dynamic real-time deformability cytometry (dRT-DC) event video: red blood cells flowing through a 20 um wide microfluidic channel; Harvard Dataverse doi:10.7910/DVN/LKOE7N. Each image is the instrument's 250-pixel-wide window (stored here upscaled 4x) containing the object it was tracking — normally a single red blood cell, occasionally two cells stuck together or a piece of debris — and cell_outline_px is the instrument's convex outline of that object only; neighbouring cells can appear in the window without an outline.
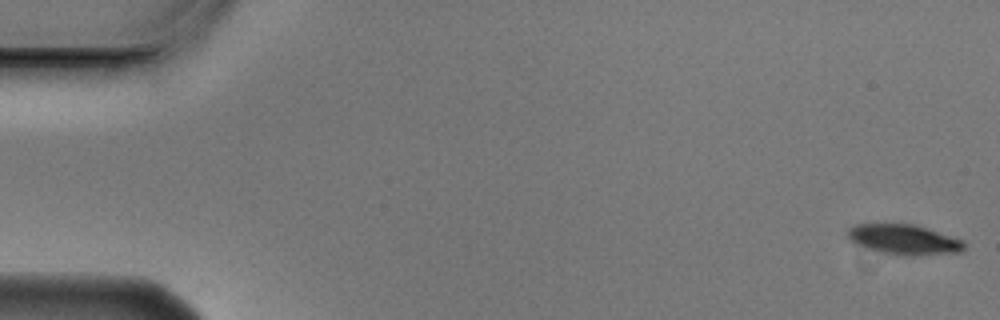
{"species": "Egyptian fruit bat (a non-hibernating species)", "species_latin": "Rousettus aegyptiacus", "temperature_condition": "cold", "stored_images_in_passage": 6, "camera_frame_rate_fps": 3000, "um_per_image_px": 0.085, "animal": {"sex": "male"}, "frame": {"image": 1, "passage_image": 1, "time_ms": 0.0, "image_size_px": [1000, 320], "cell_outline_px": [[964, 248], [960, 252], [884, 252], [856, 244], [848, 240], [848, 228], [856, 224], [916, 224], [964, 240]], "centroid_in_image_um": [76.79, 20.28], "position_along_channel_um": 8.2, "area_um2": 19.13}}
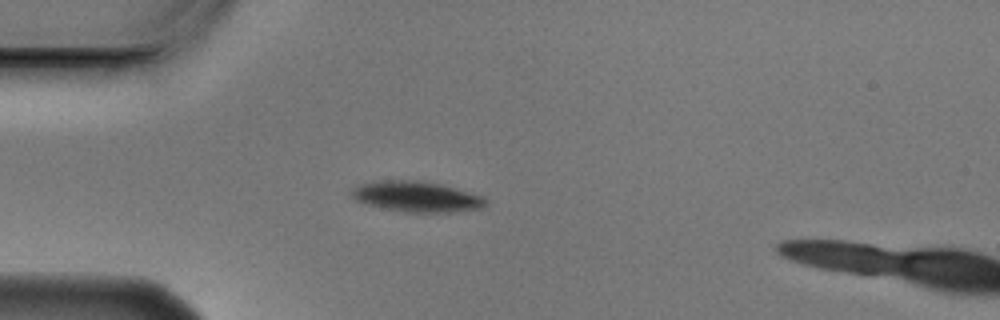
{"frame": {"image": 2, "passage_image": 5, "time_ms": 1.333, "image_size_px": [1000, 320], "cell_outline_px": [[488, 204], [480, 208], [448, 212], [404, 212], [368, 204], [356, 200], [352, 196], [352, 188], [360, 184], [380, 180], [416, 180], [440, 184], [456, 188], [484, 196], [488, 200]], "centroid_in_image_um": [35.44, 16.7], "position_along_channel_um": 49.6, "area_um2": 23.7}}